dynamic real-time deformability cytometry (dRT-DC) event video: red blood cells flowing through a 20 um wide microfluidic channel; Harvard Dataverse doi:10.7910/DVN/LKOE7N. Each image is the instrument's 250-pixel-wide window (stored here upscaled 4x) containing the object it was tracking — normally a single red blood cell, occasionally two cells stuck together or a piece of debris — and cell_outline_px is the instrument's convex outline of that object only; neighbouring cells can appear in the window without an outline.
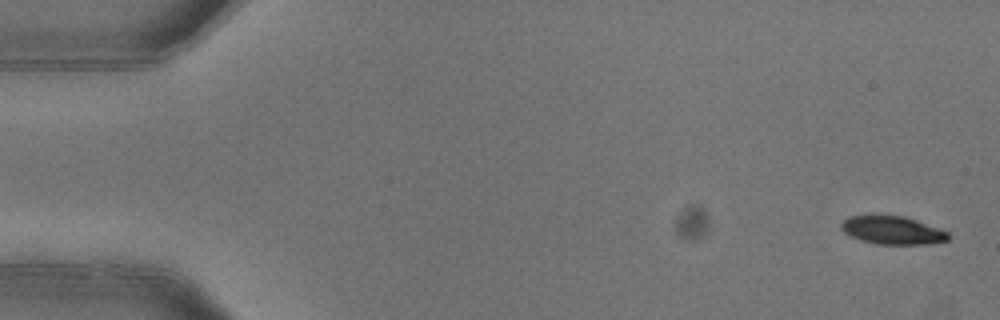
{"species": "common noctule bat (a hibernating species)", "species_latin": "Nyctalus noctula", "temperature_condition": "warm", "stored_images_in_passage": 6, "camera_frame_rate_fps": 3000, "um_per_image_px": 0.085, "animal": {"sex": "female"}, "frame": {"image": 1, "passage_image": 1, "time_ms": 0.0, "image_size_px": [1000, 320], "cell_outline_px": [[948, 240], [928, 244], [876, 244], [860, 240], [844, 232], [840, 228], [840, 224], [848, 216], [872, 212], [904, 216], [940, 228], [948, 232]], "centroid_in_image_um": [75.79, 19.52], "position_along_channel_um": 9.2, "area_um2": 18.21}}